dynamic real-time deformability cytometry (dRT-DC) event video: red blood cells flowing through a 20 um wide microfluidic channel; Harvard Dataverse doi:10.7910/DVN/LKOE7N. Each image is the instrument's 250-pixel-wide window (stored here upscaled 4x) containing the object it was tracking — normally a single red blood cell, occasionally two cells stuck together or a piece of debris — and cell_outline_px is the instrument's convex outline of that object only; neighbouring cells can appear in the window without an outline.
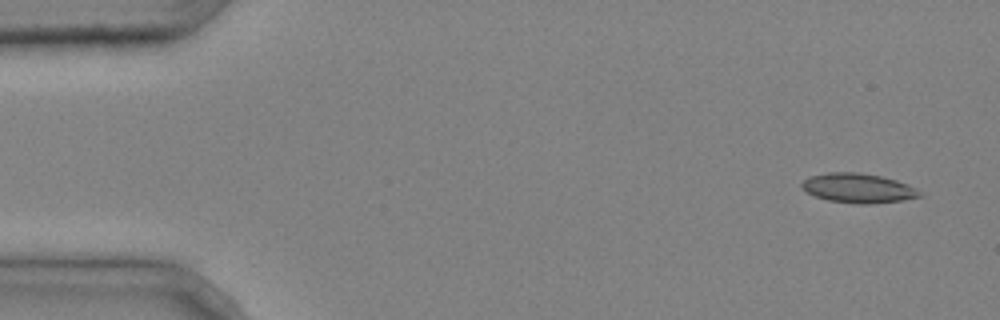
{"species": "common noctule bat (a hibernating species)", "species_latin": "Nyctalus noctula", "temperature_condition": "cold", "stored_images_in_passage": 4, "camera_frame_rate_fps": 3000, "um_per_image_px": 0.085, "animal": {"sex": "male", "body_mass_g": 20.4}, "frame": {"image": 1, "passage_image": 1, "time_ms": 0.0, "image_size_px": [1000, 320], "cell_outline_px": [[924, 196], [904, 200], [872, 204], [856, 204], [828, 200], [816, 196], [800, 188], [800, 184], [808, 176], [828, 172], [860, 172], [880, 176], [896, 180], [908, 184], [920, 192]], "centroid_in_image_um": [72.93, 15.99], "position_along_channel_um": 12.1, "area_um2": 20.4}}
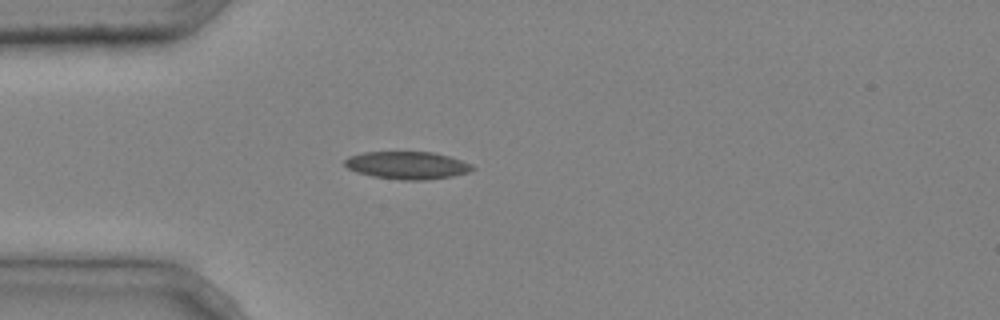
{"frame": {"image": 2, "passage_image": 4, "time_ms": 1.0, "image_size_px": [1000, 320], "cell_outline_px": [[476, 168], [468, 172], [452, 176], [424, 180], [400, 180], [372, 176], [356, 172], [348, 168], [344, 164], [344, 160], [348, 156], [364, 152], [432, 152], [448, 156], [472, 164]], "centroid_in_image_um": [34.59, 14.05], "position_along_channel_um": 50.4, "area_um2": 20.52}}